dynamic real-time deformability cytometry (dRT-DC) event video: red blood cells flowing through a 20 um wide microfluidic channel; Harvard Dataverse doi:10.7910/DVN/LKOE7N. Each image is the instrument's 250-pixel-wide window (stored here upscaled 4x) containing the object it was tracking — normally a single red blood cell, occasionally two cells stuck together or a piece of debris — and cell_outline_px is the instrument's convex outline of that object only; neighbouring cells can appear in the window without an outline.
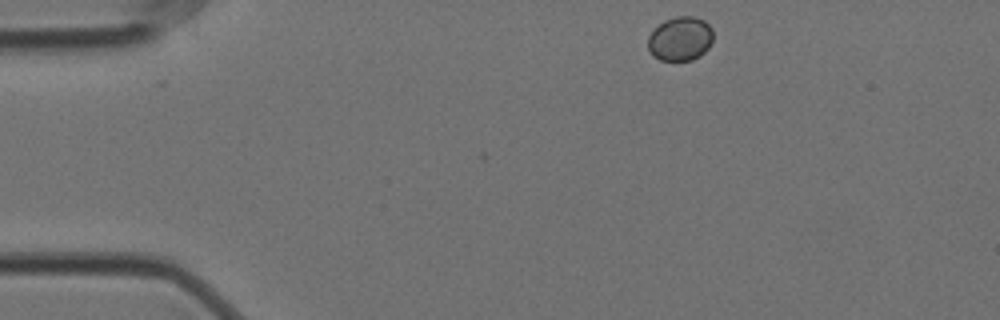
{"species": "Egyptian fruit bat (a non-hibernating species)", "species_latin": "Rousettus aegyptiacus", "temperature_condition": "cold", "stored_images_in_passage": 2, "camera_frame_rate_fps": 3000, "um_per_image_px": 0.085, "animal": {"sex": "female"}, "frame": {"image": 1, "passage_image": 2, "time_ms": 0.333, "image_size_px": [1000, 320], "cell_outline_px": [[712, 40], [708, 48], [700, 56], [692, 60], [660, 60], [652, 56], [648, 48], [648, 36], [664, 20], [676, 16], [696, 16], [704, 20], [712, 28]], "centroid_in_image_um": [57.82, 3.29], "position_along_channel_um": 27.2, "area_um2": 16.82}}